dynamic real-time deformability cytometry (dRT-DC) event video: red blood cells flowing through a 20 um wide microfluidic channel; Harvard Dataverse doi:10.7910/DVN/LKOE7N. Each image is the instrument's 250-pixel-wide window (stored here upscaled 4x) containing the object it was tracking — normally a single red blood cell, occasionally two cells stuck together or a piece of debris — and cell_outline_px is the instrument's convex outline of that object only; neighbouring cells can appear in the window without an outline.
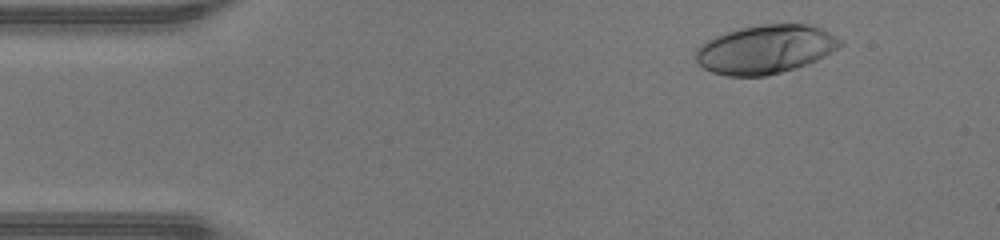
{"species": "human", "species_latin": "Homo sapiens", "temperature_condition": "warm", "stored_images_in_passage": 38, "camera_frame_rate_fps": 3000, "um_per_image_px": 0.085, "donor": {"sex": "male"}, "frame": {"image": 1, "passage_image": 3, "time_ms": 0.667, "image_size_px": [1000, 240], "cell_outline_px": [[844, 44], [824, 56], [808, 64], [796, 68], [764, 76], [728, 76], [712, 72], [704, 68], [696, 60], [696, 48], [700, 44], [724, 32], [740, 28], [760, 24], [808, 24], [820, 28], [844, 40]], "centroid_in_image_um": [65.07, 4.19], "position_along_channel_um": 19.9, "area_um2": 40.98}}
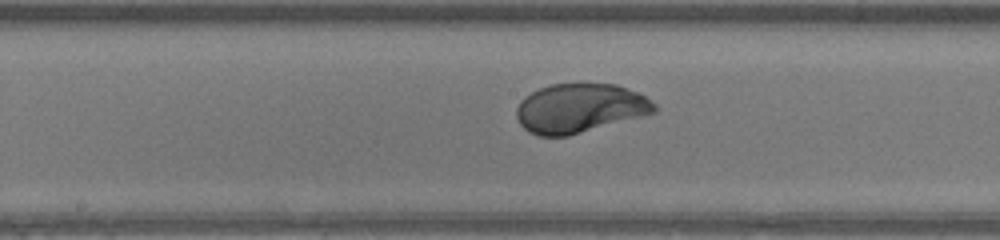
{"frame": {"image": 2, "passage_image": 21, "time_ms": 6.667, "image_size_px": [1000, 240], "cell_outline_px": [[656, 112], [568, 136], [540, 136], [528, 132], [520, 124], [516, 116], [516, 108], [520, 100], [524, 96], [540, 88], [552, 84], [616, 84], [640, 92], [656, 104]], "centroid_in_image_um": [49.27, 9.19], "position_along_channel_um": 198.9, "area_um2": 39.48}}
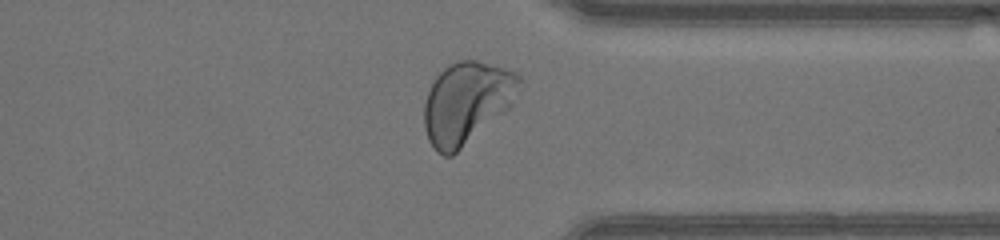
{"frame": {"image": 3, "passage_image": 33, "time_ms": 10.667, "image_size_px": [1000, 240], "cell_outline_px": [[520, 80], [512, 104], [508, 108], [452, 156], [444, 156], [436, 152], [428, 140], [424, 128], [424, 104], [428, 92], [436, 76], [448, 64], [460, 60], [476, 60], [504, 68], [516, 72], [520, 76]], "centroid_in_image_um": [39.62, 8.73], "position_along_channel_um": 371.8, "area_um2": 44.8}, "authors_computed_cell_mechanics": {"area_um2": 40.4311, "velocity_mm_per_s": 4.4163, "shape_relaxation_time_tau1_ms": 2.2656, "shape_relaxation_time_tau2_ms": null, "deformation_change_tau1": 0.1813, "deformation_change_tau2": null}}